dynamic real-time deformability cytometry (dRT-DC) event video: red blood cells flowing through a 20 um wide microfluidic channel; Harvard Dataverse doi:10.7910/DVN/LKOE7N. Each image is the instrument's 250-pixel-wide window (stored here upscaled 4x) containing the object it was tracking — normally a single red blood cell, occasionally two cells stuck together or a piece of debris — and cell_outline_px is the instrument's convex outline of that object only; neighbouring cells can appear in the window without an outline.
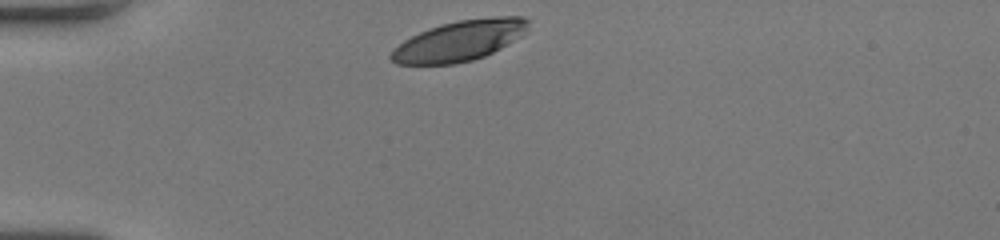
{"species": "human", "species_latin": "Homo sapiens", "temperature_condition": "room temperature", "stored_images_in_passage": 12, "camera_frame_rate_fps": 3000, "um_per_image_px": 0.085, "donor": {"sex": "female"}, "frame": {"image": 1, "passage_image": 1, "time_ms": 0.0, "image_size_px": [1000, 240], "cell_outline_px": [[532, 20], [512, 40], [500, 48], [484, 56], [472, 60], [456, 64], [396, 64], [388, 56], [404, 40], [428, 28], [440, 24], [456, 20], [496, 16], [524, 16]], "centroid_in_image_um": [39.02, 3.45], "position_along_channel_um": 46.0, "area_um2": 31.85}}
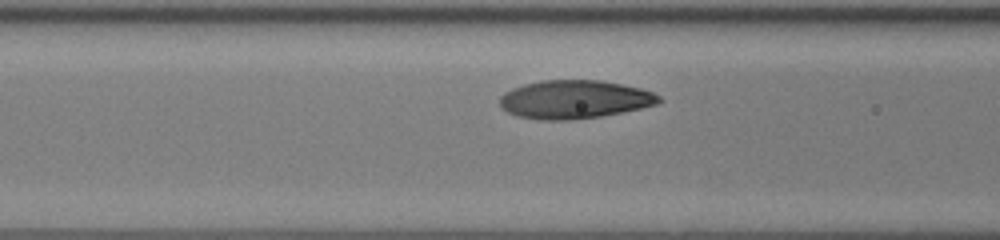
{"frame": {"image": 2, "passage_image": 9, "time_ms": 2.667, "image_size_px": [1000, 240], "cell_outline_px": [[664, 100], [656, 104], [624, 112], [600, 116], [568, 120], [536, 120], [516, 116], [508, 112], [500, 104], [500, 96], [504, 92], [512, 88], [524, 84], [544, 80], [600, 80], [640, 88], [652, 92], [660, 96]], "centroid_in_image_um": [48.82, 8.45], "position_along_channel_um": 117.8, "area_um2": 35.6}}
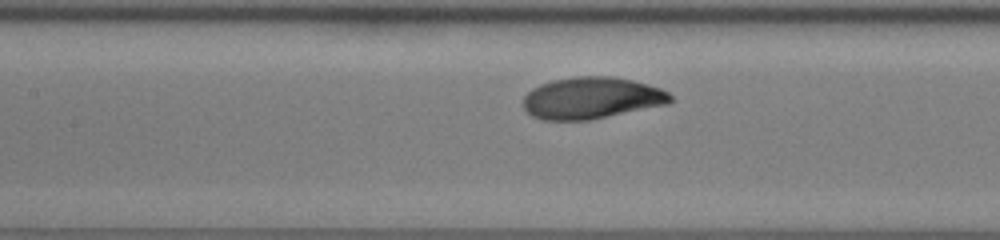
{"frame": {"image": 3, "passage_image": 12, "time_ms": 3.667, "image_size_px": [1000, 240], "cell_outline_px": [[676, 100], [668, 104], [588, 120], [544, 120], [532, 116], [524, 108], [524, 96], [532, 88], [540, 84], [552, 80], [576, 76], [612, 76], [632, 80], [648, 84], [660, 88], [668, 92]], "centroid_in_image_um": [50.3, 8.32], "position_along_channel_um": 157.1, "area_um2": 35.84}}